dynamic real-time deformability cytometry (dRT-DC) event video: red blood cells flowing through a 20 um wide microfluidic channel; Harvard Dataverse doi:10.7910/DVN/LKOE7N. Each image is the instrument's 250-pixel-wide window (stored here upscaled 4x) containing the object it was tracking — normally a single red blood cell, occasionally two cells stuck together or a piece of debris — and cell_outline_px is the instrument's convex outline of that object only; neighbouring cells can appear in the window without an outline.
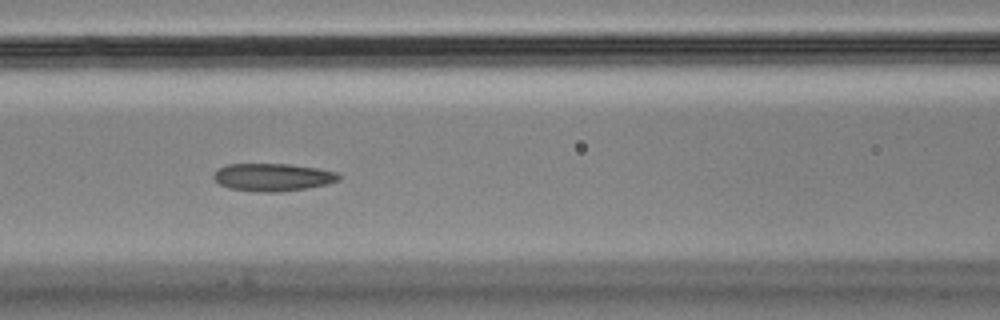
{"species": "Egyptian fruit bat (a non-hibernating species)", "species_latin": "Rousettus aegyptiacus", "temperature_condition": "cold", "stored_images_in_passage": 14, "camera_frame_rate_fps": 3000, "um_per_image_px": 0.085, "animal": {"sex": "male"}, "frame": {"image": 1, "passage_image": 5, "time_ms": 1.333, "image_size_px": [1000, 320], "cell_outline_px": [[344, 176], [340, 180], [328, 184], [308, 188], [276, 192], [256, 192], [228, 188], [220, 184], [212, 176], [216, 168], [228, 164], [288, 164], [320, 168], [336, 172]], "centroid_in_image_um": [23.21, 15.06], "position_along_channel_um": 143.4, "area_um2": 20.52}}
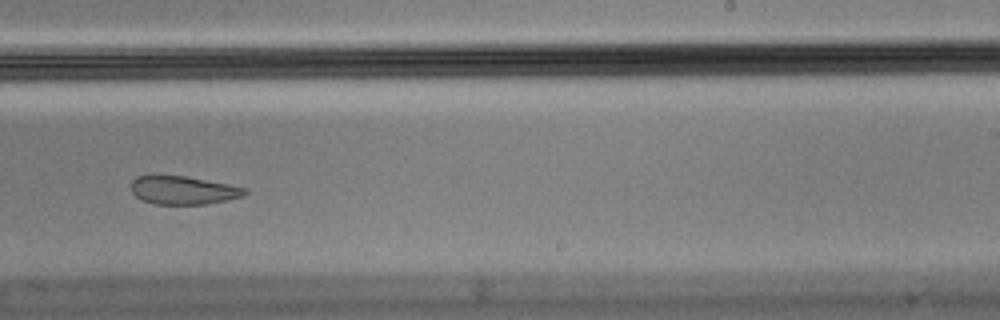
{"frame": {"image": 2, "passage_image": 8, "time_ms": 2.333, "image_size_px": [1000, 320], "cell_outline_px": [[248, 192], [244, 196], [228, 200], [208, 204], [152, 204], [140, 200], [132, 192], [132, 180], [136, 176], [152, 172], [184, 176], [228, 184], [248, 188]], "centroid_in_image_um": [15.52, 16.14], "position_along_channel_um": 273.5, "area_um2": 19.48}}
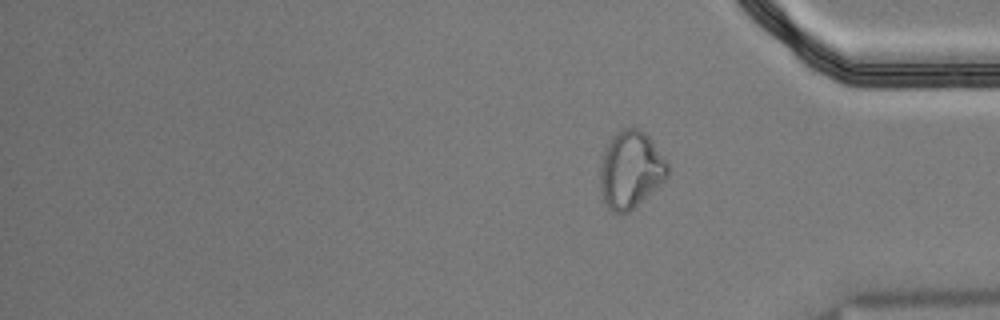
{"frame": {"image": 3, "passage_image": 14, "time_ms": 4.333, "image_size_px": [1000, 320], "cell_outline_px": [[668, 176], [664, 180], [628, 212], [620, 216], [612, 212], [608, 208], [604, 200], [600, 184], [600, 168], [604, 148], [612, 136], [616, 132], [624, 128], [636, 128], [644, 132], [652, 140], [668, 164]], "centroid_in_image_um": [53.58, 14.42], "position_along_channel_um": 381.6, "area_um2": 30.17}}